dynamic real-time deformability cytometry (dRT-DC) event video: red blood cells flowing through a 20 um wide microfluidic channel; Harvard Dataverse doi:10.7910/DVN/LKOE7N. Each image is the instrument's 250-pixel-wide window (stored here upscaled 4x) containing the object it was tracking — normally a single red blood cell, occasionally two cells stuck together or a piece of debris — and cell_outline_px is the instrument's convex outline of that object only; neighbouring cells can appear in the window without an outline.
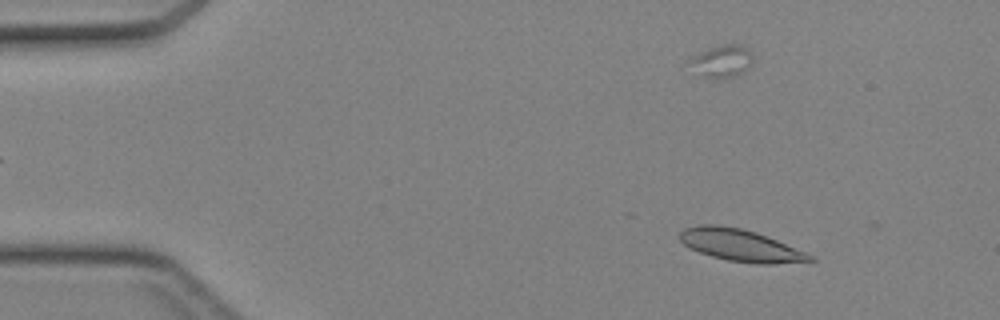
{"species": "Egyptian fruit bat (a non-hibernating species)", "species_latin": "Rousettus aegyptiacus", "temperature_condition": "cold", "stored_images_in_passage": 44, "camera_frame_rate_fps": 3000, "um_per_image_px": 0.085, "animal": {"sex": "female"}, "frame": {"image": 1, "passage_image": 5, "time_ms": 1.333, "image_size_px": [1000, 320], "cell_outline_px": [[816, 260], [772, 264], [756, 264], [728, 260], [712, 256], [688, 248], [680, 240], [680, 232], [684, 228], [700, 224], [716, 224], [740, 228], [756, 232], [816, 256]], "centroid_in_image_um": [62.93, 20.85], "position_along_channel_um": 22.1, "area_um2": 24.22}}
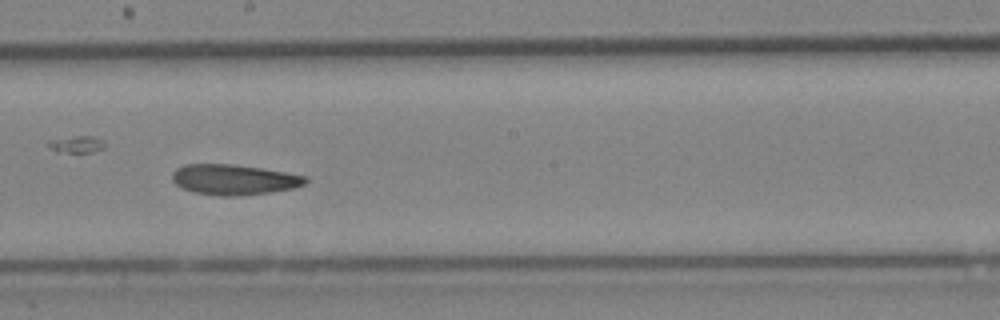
{"frame": {"image": 2, "passage_image": 25, "time_ms": 8.0, "image_size_px": [1000, 320], "cell_outline_px": [[308, 180], [304, 184], [292, 188], [268, 192], [236, 196], [220, 196], [192, 192], [180, 188], [172, 180], [172, 172], [176, 168], [184, 164], [232, 164], [260, 168], [308, 176]], "centroid_in_image_um": [19.83, 15.26], "position_along_channel_um": 228.4, "area_um2": 23.58}}
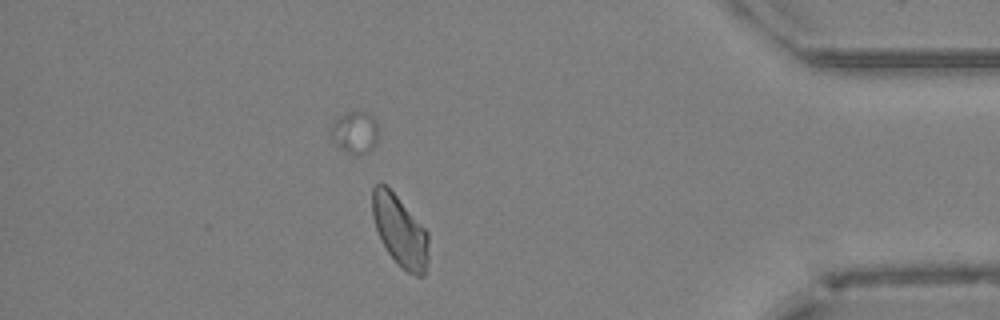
{"frame": {"image": 3, "passage_image": 39, "time_ms": 12.667, "image_size_px": [1000, 320], "cell_outline_px": [[428, 260], [424, 276], [416, 276], [400, 268], [396, 264], [388, 252], [376, 228], [372, 216], [372, 188], [380, 180], [396, 196], [428, 232]], "centroid_in_image_um": [33.99, 19.65], "position_along_channel_um": 401.2, "area_um2": 23.12}}